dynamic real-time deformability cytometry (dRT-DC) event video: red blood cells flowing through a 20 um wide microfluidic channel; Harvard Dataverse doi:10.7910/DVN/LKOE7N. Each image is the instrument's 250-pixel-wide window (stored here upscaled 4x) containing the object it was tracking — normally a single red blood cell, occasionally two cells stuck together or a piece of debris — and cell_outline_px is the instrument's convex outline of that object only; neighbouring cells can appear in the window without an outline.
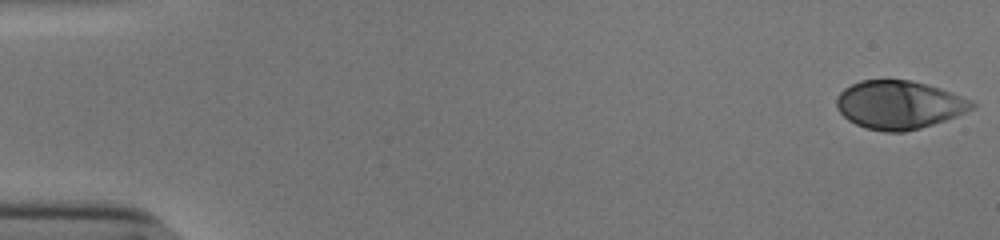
{"species": "human", "species_latin": "Homo sapiens", "temperature_condition": "cold", "stored_images_in_passage": 51, "camera_frame_rate_fps": 3000, "um_per_image_px": 0.085, "donor": {"sex": "male"}, "frame": {"image": 1, "passage_image": 1, "time_ms": 0.0, "image_size_px": [1000, 240], "cell_outline_px": [[976, 108], [956, 116], [920, 128], [904, 132], [884, 132], [864, 128], [848, 120], [836, 108], [836, 96], [844, 88], [860, 80], [908, 80], [940, 88], [972, 100], [976, 104]], "centroid_in_image_um": [76.4, 8.92], "position_along_channel_um": 8.6, "area_um2": 38.15}}
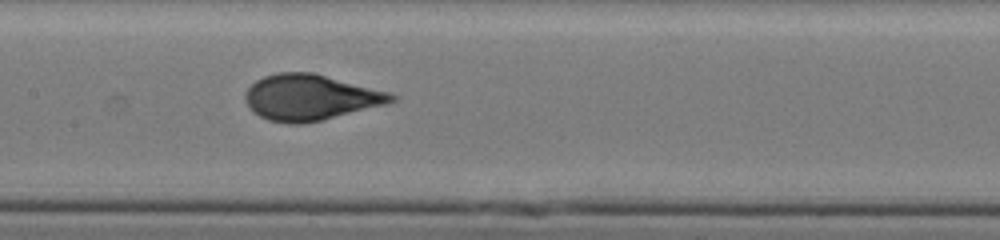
{"frame": {"image": 2, "passage_image": 27, "time_ms": 8.667, "image_size_px": [1000, 240], "cell_outline_px": [[396, 100], [388, 104], [320, 120], [300, 124], [288, 124], [268, 120], [252, 112], [244, 96], [248, 88], [256, 80], [264, 76], [276, 72], [312, 72], [392, 92], [396, 96]], "centroid_in_image_um": [26.4, 8.27], "position_along_channel_um": 181.0, "area_um2": 39.07}}
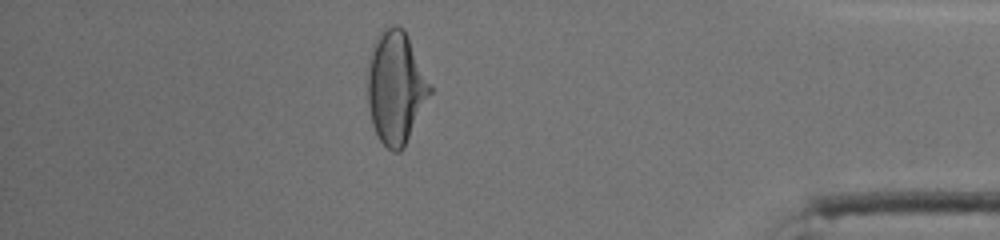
{"frame": {"image": 3, "passage_image": 47, "time_ms": 15.333, "image_size_px": [1000, 240], "cell_outline_px": [[432, 92], [404, 148], [400, 152], [392, 152], [380, 140], [372, 124], [368, 104], [368, 56], [372, 44], [376, 36], [384, 28], [392, 24], [400, 24], [404, 28], [432, 84]], "centroid_in_image_um": [33.65, 7.39], "position_along_channel_um": 401.5, "area_um2": 41.56}}